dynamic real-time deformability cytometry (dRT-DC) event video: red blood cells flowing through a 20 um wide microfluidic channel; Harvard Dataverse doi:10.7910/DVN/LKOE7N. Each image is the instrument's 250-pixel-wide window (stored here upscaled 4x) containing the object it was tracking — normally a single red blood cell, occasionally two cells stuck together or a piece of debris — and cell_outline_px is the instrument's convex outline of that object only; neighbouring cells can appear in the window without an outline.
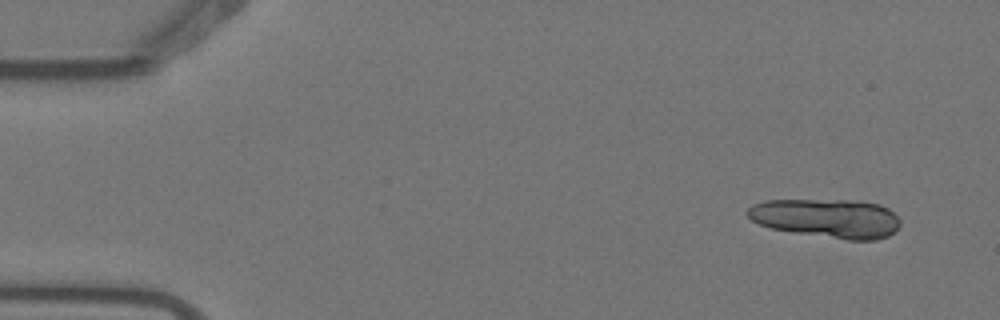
{"species": "Egyptian fruit bat (a non-hibernating species)", "species_latin": "Rousettus aegyptiacus", "temperature_condition": "warm", "stored_images_in_passage": 8, "segment_of_instrument_passage": [1, 2], "camera_frame_rate_fps": 3000, "um_per_image_px": 0.085, "animal": {"sex": "female"}, "frame": {"image": 1, "passage_image": 1, "time_ms": 0.0, "image_size_px": [1000, 320], "cell_outline_px": [[900, 224], [888, 236], [876, 240], [848, 240], [796, 232], [772, 228], [760, 224], [752, 220], [744, 212], [752, 204], [764, 200], [860, 200], [880, 204], [888, 208], [900, 220]], "centroid_in_image_um": [70.28, 18.53], "position_along_channel_um": 14.7, "area_um2": 34.68}}